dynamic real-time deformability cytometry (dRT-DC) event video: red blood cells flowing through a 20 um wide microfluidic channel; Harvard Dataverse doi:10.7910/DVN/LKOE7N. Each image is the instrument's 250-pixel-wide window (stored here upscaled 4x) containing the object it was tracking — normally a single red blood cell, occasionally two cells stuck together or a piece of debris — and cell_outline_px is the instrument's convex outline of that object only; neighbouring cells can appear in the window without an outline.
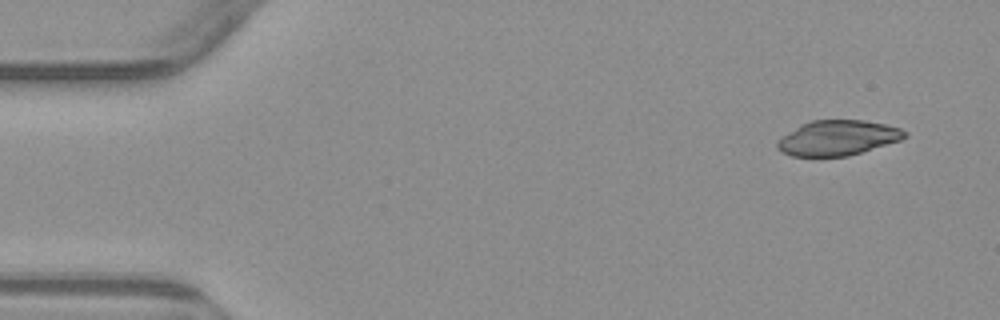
{"species": "common noctule bat (a hibernating species)", "species_latin": "Nyctalus noctula", "temperature_condition": "warm", "stored_images_in_passage": 4, "camera_frame_rate_fps": 3000, "um_per_image_px": 0.085, "animal": {"sex": "male", "body_mass_g": 23.1, "forearm_length_mm": 52.7}, "frame": {"image": 1, "passage_image": 1, "time_ms": 0.0, "image_size_px": [1000, 320], "cell_outline_px": [[908, 136], [900, 140], [848, 156], [792, 156], [780, 152], [776, 148], [776, 140], [800, 124], [812, 120], [864, 120], [884, 124], [900, 128], [908, 132]], "centroid_in_image_um": [71.17, 11.72], "position_along_channel_um": 13.8, "area_um2": 26.13}}